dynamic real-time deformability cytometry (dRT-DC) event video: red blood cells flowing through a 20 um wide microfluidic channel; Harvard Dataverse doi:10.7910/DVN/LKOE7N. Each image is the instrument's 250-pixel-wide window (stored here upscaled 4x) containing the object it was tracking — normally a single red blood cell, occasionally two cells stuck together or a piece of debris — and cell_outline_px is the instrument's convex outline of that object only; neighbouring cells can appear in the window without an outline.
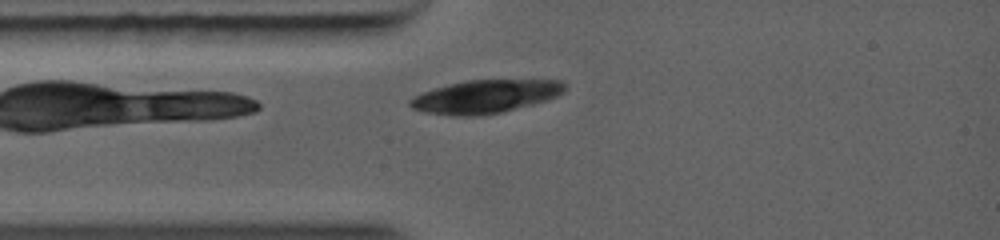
{"species": "common noctule bat (a hibernating species)", "species_latin": "Nyctalus noctula", "temperature_condition": "warm", "stored_images_in_passage": 2, "camera_frame_rate_fps": 5000, "um_per_image_px": 0.085, "animal": {"sex": "female", "body_mass_g": 19.0, "forearm_length_mm": 56.7}, "frame": {"image": 1, "passage_image": 2, "time_ms": 0.4, "image_size_px": [1000, 240], "cell_outline_px": [[568, 88], [564, 92], [556, 96], [532, 104], [500, 112], [472, 116], [456, 116], [428, 112], [412, 108], [408, 104], [408, 100], [412, 96], [448, 84], [468, 80], [564, 80]], "centroid_in_image_um": [41.27, 8.19], "position_along_channel_um": 43.7, "area_um2": 29.65}}